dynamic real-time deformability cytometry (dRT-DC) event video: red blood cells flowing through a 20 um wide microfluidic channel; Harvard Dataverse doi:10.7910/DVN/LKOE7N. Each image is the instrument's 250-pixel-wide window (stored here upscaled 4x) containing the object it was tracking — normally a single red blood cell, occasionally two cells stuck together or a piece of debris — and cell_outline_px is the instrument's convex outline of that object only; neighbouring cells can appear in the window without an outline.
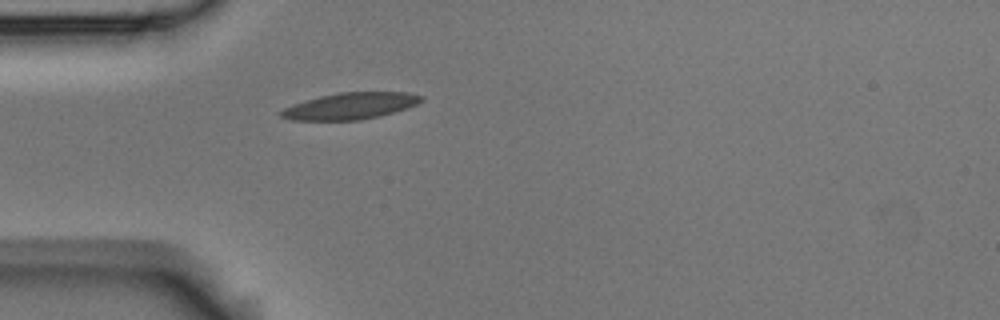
{"species": "Egyptian fruit bat (a non-hibernating species)", "species_latin": "Rousettus aegyptiacus", "temperature_condition": "room temperature", "stored_images_in_passage": 4, "camera_frame_rate_fps": 3000, "um_per_image_px": 0.085, "animal": {"sex": "male"}, "frame": {"image": 1, "passage_image": 4, "time_ms": 1.0, "image_size_px": [1000, 320], "cell_outline_px": [[424, 100], [416, 104], [380, 116], [360, 120], [292, 120], [280, 116], [280, 112], [284, 108], [292, 104], [320, 96], [340, 92], [408, 92], [424, 96]], "centroid_in_image_um": [29.78, 9.0], "position_along_channel_um": 55.2, "area_um2": 21.56}}